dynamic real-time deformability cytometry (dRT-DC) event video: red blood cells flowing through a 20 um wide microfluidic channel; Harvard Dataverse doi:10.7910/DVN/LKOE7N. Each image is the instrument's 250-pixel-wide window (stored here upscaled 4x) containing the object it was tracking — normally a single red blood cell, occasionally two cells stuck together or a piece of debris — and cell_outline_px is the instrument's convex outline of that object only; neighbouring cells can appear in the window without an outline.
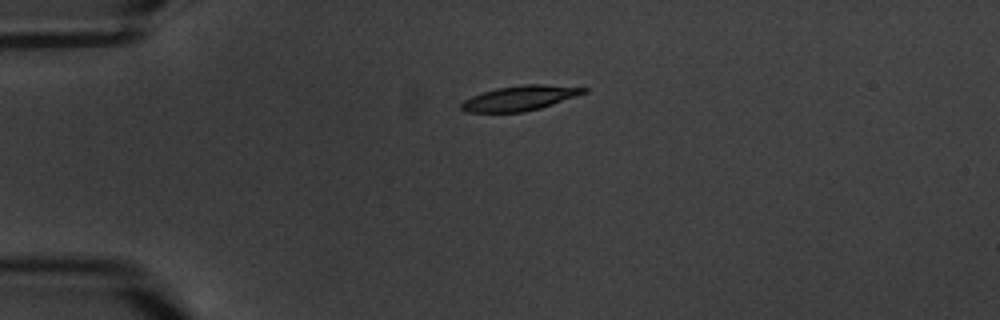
{"species": "common noctule bat (a hibernating species)", "species_latin": "Nyctalus noctula", "temperature_condition": "warm", "stored_images_in_passage": 2, "camera_frame_rate_fps": 3000, "um_per_image_px": 0.085, "animal": {"sex": "male", "body_mass_g": 20.1, "forearm_length_mm": 53.5}, "frame": {"image": 1, "passage_image": 1, "time_ms": 0.0, "image_size_px": [1000, 320], "cell_outline_px": [[588, 92], [540, 108], [524, 112], [464, 112], [460, 108], [460, 104], [464, 100], [472, 96], [496, 88], [524, 84], [544, 84], [588, 88]], "centroid_in_image_um": [44.18, 8.34], "position_along_channel_um": 40.8, "area_um2": 17.69}}